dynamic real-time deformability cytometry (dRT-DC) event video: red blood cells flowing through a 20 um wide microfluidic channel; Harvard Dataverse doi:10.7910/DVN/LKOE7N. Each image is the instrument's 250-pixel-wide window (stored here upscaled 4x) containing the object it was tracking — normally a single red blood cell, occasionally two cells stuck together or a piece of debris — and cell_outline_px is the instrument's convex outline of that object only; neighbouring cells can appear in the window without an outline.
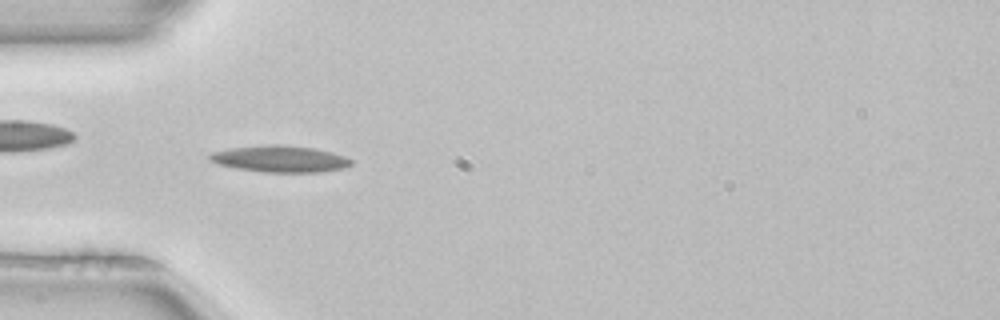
{"species": "common noctule bat (a hibernating species)", "species_latin": "Nyctalus noctula", "temperature_condition": "room temperature", "stored_images_in_passage": 51, "camera_frame_rate_fps": 3000, "um_per_image_px": 0.085, "animal": {"sex": "female", "body_mass_g": 22.7, "forearm_length_mm": 54.2}, "frame": {"image": 1, "passage_image": 15, "time_ms": 4.667, "image_size_px": [1000, 320], "cell_outline_px": [[352, 164], [344, 168], [320, 172], [264, 172], [236, 168], [216, 164], [208, 156], [212, 152], [232, 148], [268, 144], [284, 144], [316, 148], [332, 152], [344, 156], [352, 160]], "centroid_in_image_um": [23.83, 13.5], "position_along_channel_um": 61.2, "area_um2": 21.96}}